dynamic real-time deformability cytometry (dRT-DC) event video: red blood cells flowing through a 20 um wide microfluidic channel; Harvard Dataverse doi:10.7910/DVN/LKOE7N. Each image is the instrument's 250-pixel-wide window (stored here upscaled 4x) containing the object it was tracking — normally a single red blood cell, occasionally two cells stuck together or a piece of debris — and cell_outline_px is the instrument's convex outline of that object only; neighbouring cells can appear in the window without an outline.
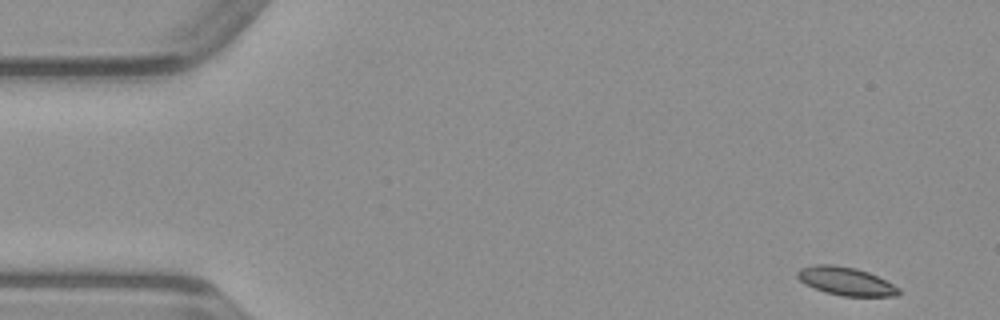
{"species": "common noctule bat (a hibernating species)", "species_latin": "Nyctalus noctula", "temperature_condition": "warm", "stored_images_in_passage": 48, "camera_frame_rate_fps": 3000, "um_per_image_px": 0.085, "animal": {"sex": "male", "body_mass_g": 23.1, "forearm_length_mm": 52.7}, "frame": {"image": 1, "passage_image": 1, "time_ms": 0.0, "image_size_px": [1000, 320], "cell_outline_px": [[900, 292], [896, 296], [840, 296], [824, 292], [800, 280], [796, 276], [796, 272], [800, 268], [816, 264], [832, 264], [856, 268], [868, 272], [900, 288]], "centroid_in_image_um": [71.88, 23.9], "position_along_channel_um": 13.1, "area_um2": 16.53}}
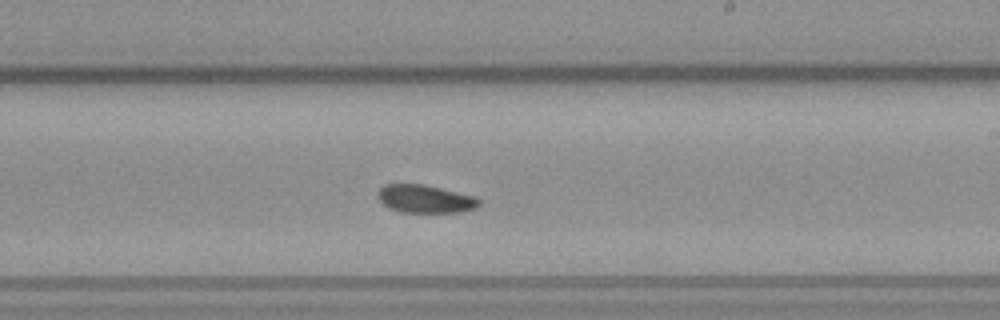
{"frame": {"image": 2, "passage_image": 27, "time_ms": 8.667, "image_size_px": [1000, 320], "cell_outline_px": [[480, 204], [476, 208], [460, 212], [400, 212], [388, 208], [376, 196], [376, 192], [384, 184], [424, 184], [476, 196], [480, 200]], "centroid_in_image_um": [36.13, 16.9], "position_along_channel_um": 252.9, "area_um2": 16.7}}
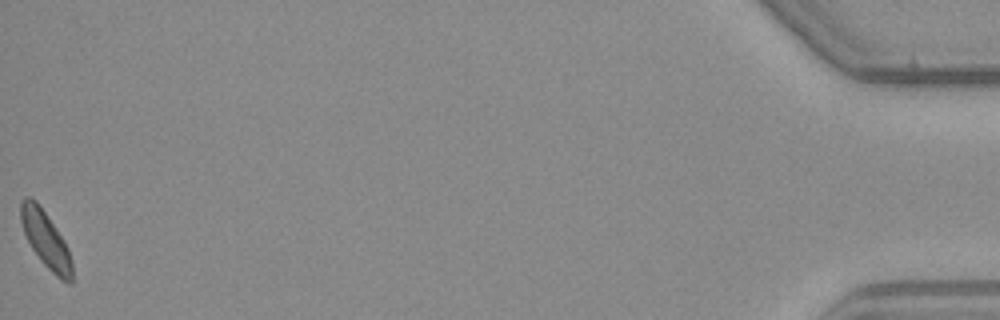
{"frame": {"image": 3, "passage_image": 48, "time_ms": 15.667, "image_size_px": [1000, 320], "cell_outline_px": [[72, 284], [68, 284], [60, 280], [40, 260], [32, 248], [24, 232], [20, 220], [20, 200], [24, 196], [32, 196], [40, 204], [64, 240], [68, 248], [72, 260]], "centroid_in_image_um": [3.89, 20.34], "position_along_channel_um": 431.3, "area_um2": 17.11}}